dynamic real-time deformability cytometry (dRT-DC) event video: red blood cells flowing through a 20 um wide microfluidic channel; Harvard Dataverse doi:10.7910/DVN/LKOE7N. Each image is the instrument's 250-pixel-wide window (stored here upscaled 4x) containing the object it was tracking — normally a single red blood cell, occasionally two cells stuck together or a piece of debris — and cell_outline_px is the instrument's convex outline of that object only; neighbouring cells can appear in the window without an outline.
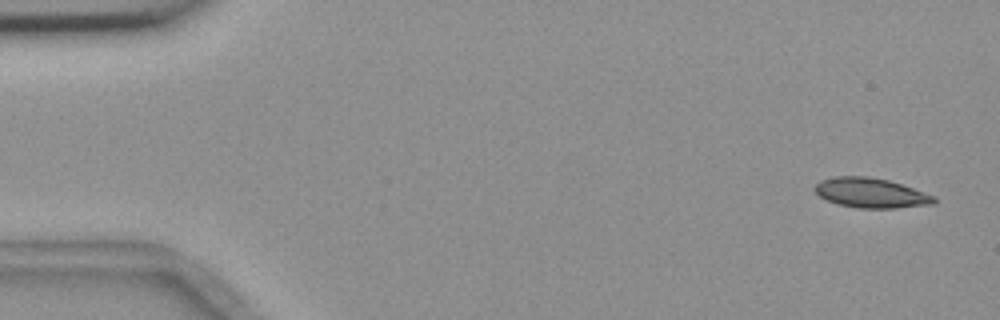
{"species": "common noctule bat (a hibernating species)", "species_latin": "Nyctalus noctula", "temperature_condition": "room temperature", "stored_images_in_passage": 6, "camera_frame_rate_fps": 3000, "um_per_image_px": 0.085, "animal": {"sex": "female", "body_mass_g": 18.4}, "frame": {"image": 1, "passage_image": 1, "time_ms": 0.0, "image_size_px": [1000, 320], "cell_outline_px": [[936, 204], [896, 208], [856, 208], [836, 204], [820, 196], [812, 188], [820, 180], [832, 176], [868, 176], [888, 180], [936, 196]], "centroid_in_image_um": [74.01, 16.4], "position_along_channel_um": 11.0, "area_um2": 20.87}}
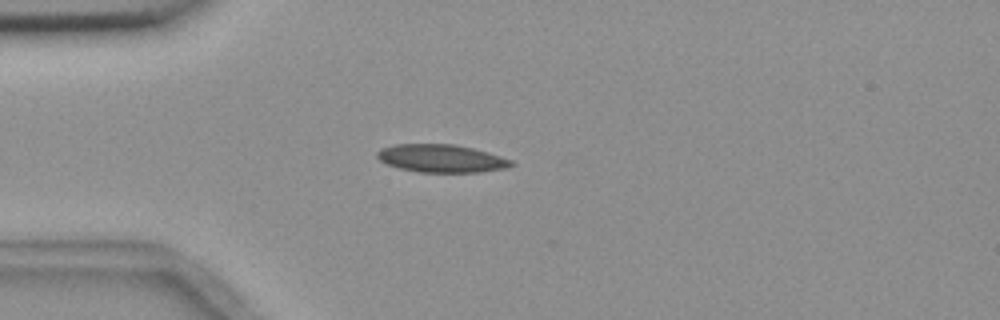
{"frame": {"image": 2, "passage_image": 3, "time_ms": 4.0, "image_size_px": [1000, 320], "cell_outline_px": [[516, 164], [504, 168], [480, 172], [420, 172], [400, 168], [388, 164], [380, 160], [376, 156], [376, 152], [380, 148], [396, 144], [456, 144], [488, 152], [512, 160]], "centroid_in_image_um": [37.51, 13.46], "position_along_channel_um": 47.5, "area_um2": 21.73}}
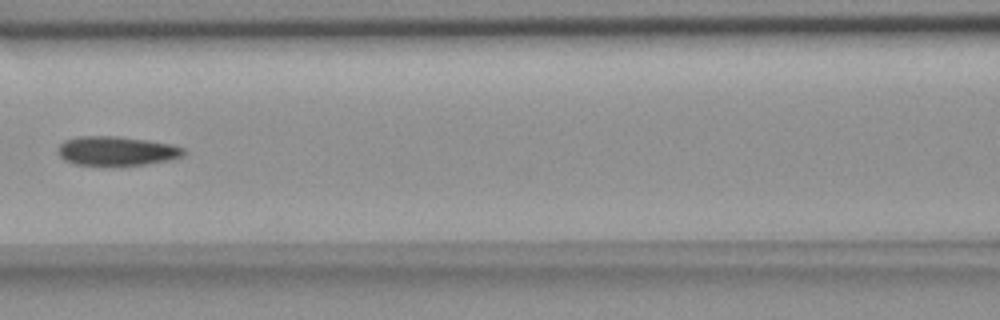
{"frame": {"image": 3, "passage_image": 6, "time_ms": 7.333, "image_size_px": [1000, 320], "cell_outline_px": [[184, 156], [168, 160], [144, 164], [104, 168], [76, 164], [64, 160], [56, 152], [60, 144], [64, 140], [80, 136], [116, 136], [144, 140], [168, 144], [184, 148]], "centroid_in_image_um": [9.83, 12.87], "position_along_channel_um": 156.8, "area_um2": 21.85}}